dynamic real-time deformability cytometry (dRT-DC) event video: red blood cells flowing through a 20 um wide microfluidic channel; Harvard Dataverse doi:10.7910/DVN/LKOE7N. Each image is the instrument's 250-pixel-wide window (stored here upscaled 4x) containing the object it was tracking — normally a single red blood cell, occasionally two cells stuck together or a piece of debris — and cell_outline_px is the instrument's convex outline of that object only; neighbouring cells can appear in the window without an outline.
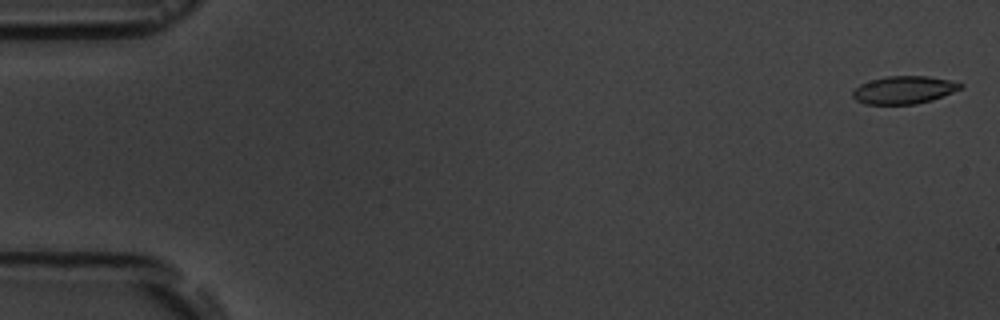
{"species": "common noctule bat (a hibernating species)", "species_latin": "Nyctalus noctula", "temperature_condition": "room temperature", "stored_images_in_passage": 15, "camera_frame_rate_fps": 3000, "um_per_image_px": 0.085, "animal": {"sex": "male", "body_mass_g": 19.5, "forearm_length_mm": 54.6}, "frame": {"image": 1, "passage_image": 1, "time_ms": 0.0, "image_size_px": [1000, 320], "cell_outline_px": [[964, 84], [960, 88], [952, 92], [932, 100], [916, 104], [864, 104], [856, 100], [852, 96], [852, 92], [860, 84], [884, 76], [928, 76], [948, 80]], "centroid_in_image_um": [76.8, 7.64], "position_along_channel_um": 8.2, "area_um2": 17.28}}
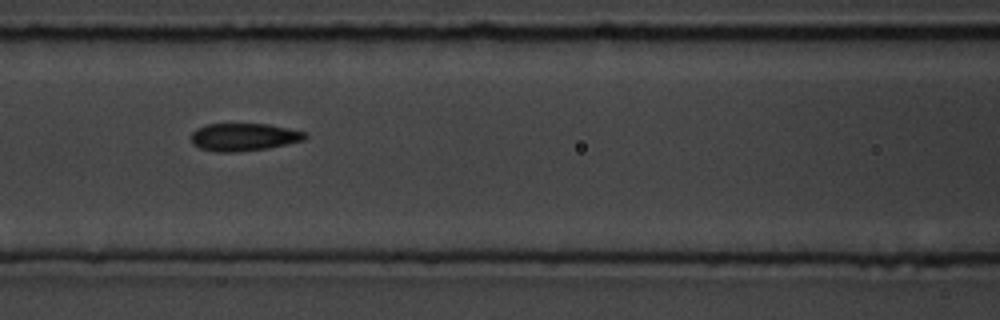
{"frame": {"image": 2, "passage_image": 7, "time_ms": 7.667, "image_size_px": [1000, 320], "cell_outline_px": [[308, 136], [304, 140], [268, 148], [236, 152], [216, 152], [200, 148], [192, 144], [192, 132], [196, 128], [208, 124], [268, 124], [308, 132]], "centroid_in_image_um": [20.74, 11.65], "position_along_channel_um": 145.9, "area_um2": 18.44}}
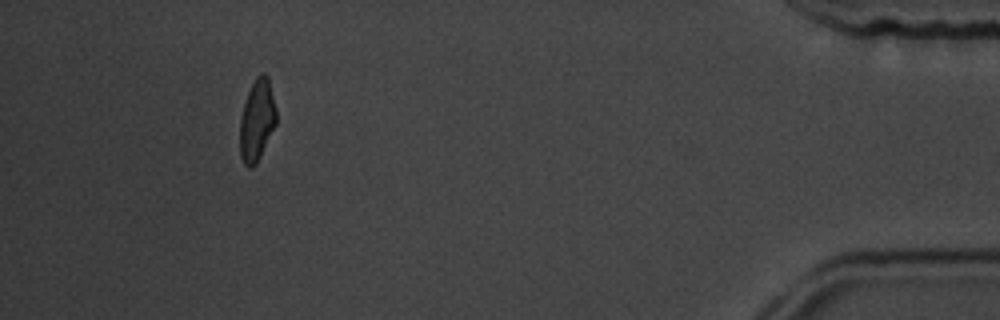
{"frame": {"image": 3, "passage_image": 14, "time_ms": 16.667, "image_size_px": [1000, 320], "cell_outline_px": [[276, 124], [256, 164], [252, 168], [248, 168], [244, 164], [240, 156], [240, 120], [244, 104], [248, 92], [256, 76], [260, 72], [264, 72], [268, 76], [276, 108]], "centroid_in_image_um": [21.84, 10.21], "position_along_channel_um": 413.4, "area_um2": 17.28}, "authors_computed_cell_mechanics": {"area_um2": 18.0914, "velocity_mm_per_s": 3.6756, "shape_relaxation_time_tau1_ms": 2.4662, "shape_relaxation_time_tau2_ms": null, "deformation_change_tau1": 0.0919, "deformation_change_tau2": null}}